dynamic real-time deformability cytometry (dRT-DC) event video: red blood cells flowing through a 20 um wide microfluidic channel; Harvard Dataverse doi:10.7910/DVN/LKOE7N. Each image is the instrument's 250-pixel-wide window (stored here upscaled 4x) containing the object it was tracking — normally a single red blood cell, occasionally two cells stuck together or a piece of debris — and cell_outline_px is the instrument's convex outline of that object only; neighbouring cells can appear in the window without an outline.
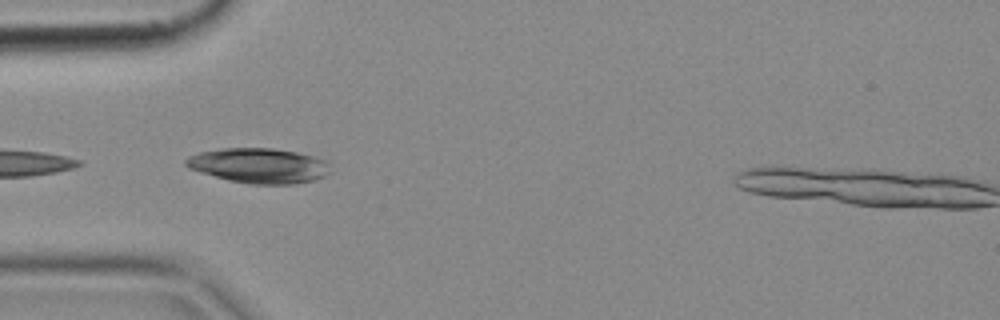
{"species": "common noctule bat (a hibernating species)", "species_latin": "Nyctalus noctula", "temperature_condition": "cold", "stored_images_in_passage": 6, "camera_frame_rate_fps": 3000, "um_per_image_px": 0.085, "animal": {"sex": "female", "body_mass_g": 18.4}, "frame": {"image": 1, "passage_image": 4, "time_ms": 1.0, "image_size_px": [1000, 320], "cell_outline_px": [[332, 172], [324, 176], [312, 180], [292, 184], [252, 184], [228, 180], [200, 172], [188, 168], [184, 164], [184, 160], [188, 156], [200, 152], [224, 148], [272, 148], [296, 152], [312, 156], [324, 160], [328, 164]], "centroid_in_image_um": [21.99, 14.07], "position_along_channel_um": 63.0, "area_um2": 29.36}}
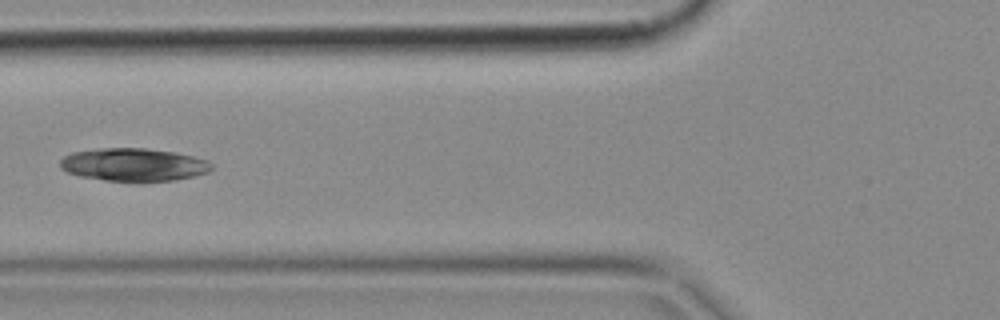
{"frame": {"image": 2, "passage_image": 5, "time_ms": 1.333, "image_size_px": [1000, 320], "cell_outline_px": [[212, 168], [208, 172], [196, 176], [176, 180], [140, 184], [136, 184], [104, 180], [80, 176], [68, 172], [60, 168], [60, 160], [64, 156], [72, 152], [100, 148], [144, 148], [176, 152], [208, 160], [212, 164]], "centroid_in_image_um": [11.38, 14.03], "position_along_channel_um": 114.4, "area_um2": 29.94}}
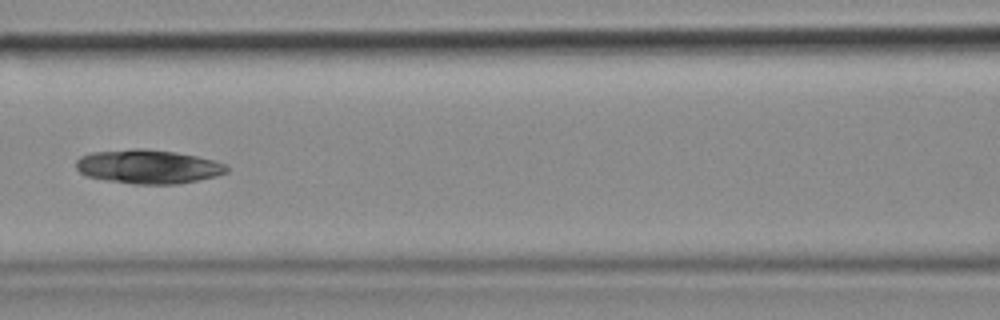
{"frame": {"image": 3, "passage_image": 6, "time_ms": 1.667, "image_size_px": [1000, 320], "cell_outline_px": [[228, 172], [216, 176], [176, 184], [136, 184], [108, 180], [88, 176], [80, 172], [76, 168], [76, 160], [80, 156], [92, 152], [136, 148], [144, 148], [176, 152], [196, 156], [228, 164]], "centroid_in_image_um": [12.6, 14.15], "position_along_channel_um": 154.0, "area_um2": 29.71}}